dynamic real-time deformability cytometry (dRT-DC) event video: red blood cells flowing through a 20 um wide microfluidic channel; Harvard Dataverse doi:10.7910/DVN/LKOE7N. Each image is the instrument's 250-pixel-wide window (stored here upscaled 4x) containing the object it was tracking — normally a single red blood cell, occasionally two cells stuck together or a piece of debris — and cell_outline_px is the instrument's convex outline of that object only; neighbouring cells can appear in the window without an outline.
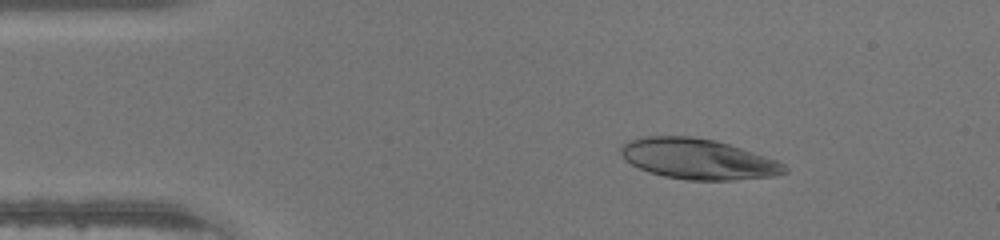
{"species": "human", "species_latin": "Homo sapiens", "temperature_condition": "warm", "stored_images_in_passage": 40, "camera_frame_rate_fps": 3000, "um_per_image_px": 0.085, "donor": {"sex": "male"}, "frame": {"image": 1, "passage_image": 1, "time_ms": 0.0, "image_size_px": [1000, 240], "cell_outline_px": [[788, 172], [776, 176], [732, 180], [688, 180], [664, 176], [648, 172], [624, 160], [620, 152], [620, 148], [628, 140], [644, 136], [692, 136], [716, 140], [776, 160], [784, 164], [788, 168]], "centroid_in_image_um": [59.32, 13.51], "position_along_channel_um": 25.7, "area_um2": 38.61}}
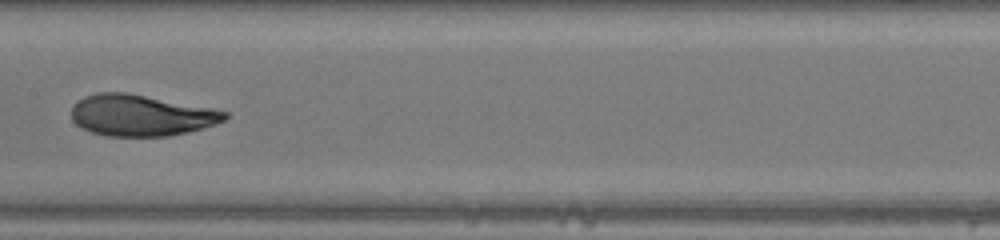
{"frame": {"image": 2, "passage_image": 17, "time_ms": 5.333, "image_size_px": [1000, 240], "cell_outline_px": [[228, 116], [224, 120], [216, 124], [188, 132], [168, 136], [108, 136], [92, 132], [80, 128], [72, 120], [72, 104], [76, 100], [84, 96], [96, 92], [128, 92], [212, 108], [228, 112]], "centroid_in_image_um": [11.95, 9.79], "position_along_channel_um": 195.5, "area_um2": 37.17}}
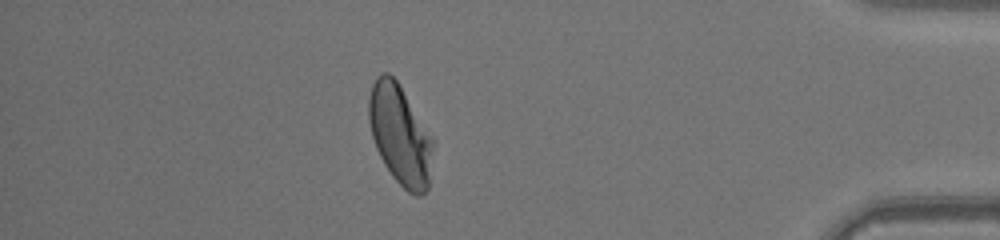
{"frame": {"image": 3, "passage_image": 34, "time_ms": 11.0, "image_size_px": [1000, 240], "cell_outline_px": [[432, 148], [428, 188], [420, 196], [416, 196], [408, 192], [392, 176], [384, 164], [376, 148], [372, 136], [368, 120], [368, 96], [372, 84], [376, 76], [384, 72], [388, 72], [396, 80], [432, 136]], "centroid_in_image_um": [33.97, 11.45], "position_along_channel_um": 401.2, "area_um2": 36.99}}